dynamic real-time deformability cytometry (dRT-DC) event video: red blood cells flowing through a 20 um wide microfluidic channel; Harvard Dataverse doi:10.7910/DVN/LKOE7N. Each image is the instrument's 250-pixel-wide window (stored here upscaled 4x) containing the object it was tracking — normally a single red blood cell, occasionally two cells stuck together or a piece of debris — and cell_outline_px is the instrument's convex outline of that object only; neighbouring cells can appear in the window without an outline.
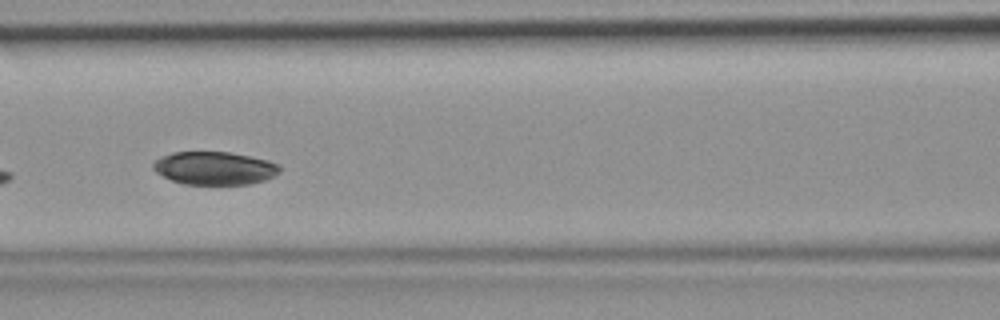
{"species": "common noctule bat (a hibernating species)", "species_latin": "Nyctalus noctula", "temperature_condition": "room temperature", "stored_images_in_passage": 4, "camera_frame_rate_fps": 3000, "um_per_image_px": 0.085, "animal": {"sex": "female", "body_mass_g": 19.9}, "frame": {"image": 1, "passage_image": 4, "time_ms": 1.0, "image_size_px": [1000, 320], "cell_outline_px": [[280, 172], [264, 180], [252, 184], [184, 184], [172, 180], [156, 172], [152, 168], [152, 164], [160, 156], [172, 152], [232, 152], [268, 160], [280, 164]], "centroid_in_image_um": [18.24, 14.28], "position_along_channel_um": 148.4, "area_um2": 24.45}}